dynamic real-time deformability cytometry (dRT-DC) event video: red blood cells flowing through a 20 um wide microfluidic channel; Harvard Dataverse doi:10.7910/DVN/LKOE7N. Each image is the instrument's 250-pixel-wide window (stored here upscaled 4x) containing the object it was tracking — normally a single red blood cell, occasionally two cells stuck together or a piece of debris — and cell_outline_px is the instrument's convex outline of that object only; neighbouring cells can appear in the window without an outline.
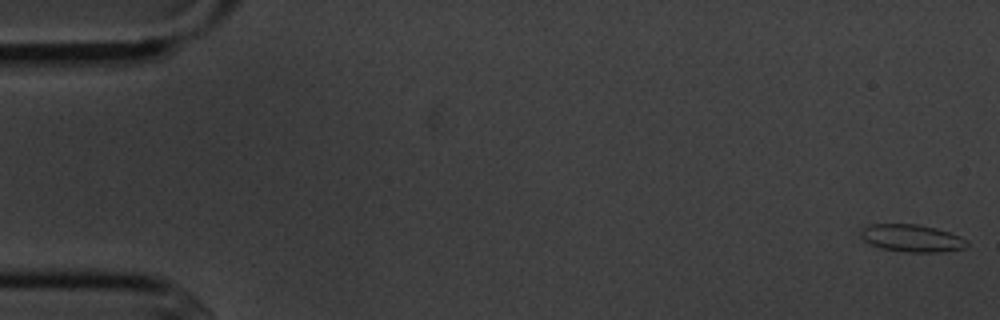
{"species": "common noctule bat (a hibernating species)", "species_latin": "Nyctalus noctula", "temperature_condition": "cold", "stored_images_in_passage": 6, "camera_frame_rate_fps": 3000, "um_per_image_px": 0.085, "animal": {"sex": "male", "body_mass_g": 20.1, "forearm_length_mm": 53.5}, "frame": {"image": 1, "passage_image": 1, "time_ms": 0.0, "image_size_px": [1000, 320], "cell_outline_px": [[968, 244], [964, 248], [940, 252], [904, 252], [880, 248], [864, 240], [860, 236], [860, 232], [868, 224], [916, 224], [936, 228], [960, 236], [968, 240]], "centroid_in_image_um": [77.51, 20.24], "position_along_channel_um": 7.5, "area_um2": 16.94}}